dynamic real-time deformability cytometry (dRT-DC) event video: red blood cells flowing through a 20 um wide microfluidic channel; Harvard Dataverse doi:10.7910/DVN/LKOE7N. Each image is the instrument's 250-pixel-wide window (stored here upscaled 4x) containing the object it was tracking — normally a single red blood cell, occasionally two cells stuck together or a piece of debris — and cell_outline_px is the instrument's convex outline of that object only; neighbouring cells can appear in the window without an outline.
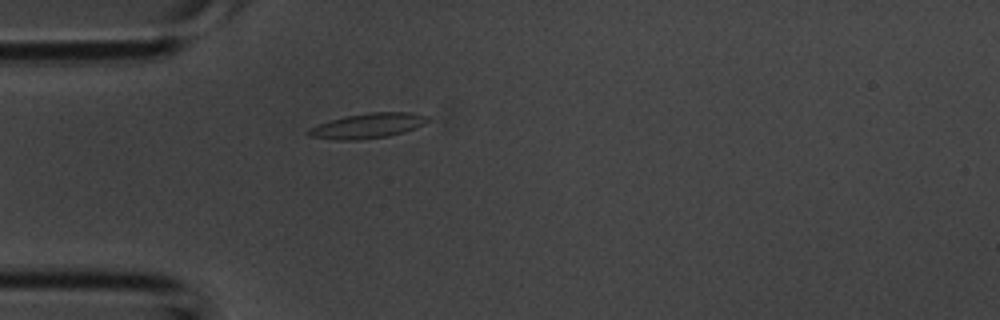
{"species": "common noctule bat (a hibernating species)", "species_latin": "Nyctalus noctula", "temperature_condition": "room temperature", "stored_images_in_passage": 4, "camera_frame_rate_fps": 3000, "um_per_image_px": 0.085, "animal": {"sex": "male", "body_mass_g": 20.1, "forearm_length_mm": 53.5}, "frame": {"image": 1, "passage_image": 4, "time_ms": 1.0, "image_size_px": [1000, 320], "cell_outline_px": [[432, 120], [416, 128], [404, 132], [388, 136], [356, 140], [336, 140], [308, 136], [304, 132], [308, 128], [344, 116], [368, 112], [408, 112], [428, 116]], "centroid_in_image_um": [31.26, 10.69], "position_along_channel_um": 53.7, "area_um2": 17.51}}